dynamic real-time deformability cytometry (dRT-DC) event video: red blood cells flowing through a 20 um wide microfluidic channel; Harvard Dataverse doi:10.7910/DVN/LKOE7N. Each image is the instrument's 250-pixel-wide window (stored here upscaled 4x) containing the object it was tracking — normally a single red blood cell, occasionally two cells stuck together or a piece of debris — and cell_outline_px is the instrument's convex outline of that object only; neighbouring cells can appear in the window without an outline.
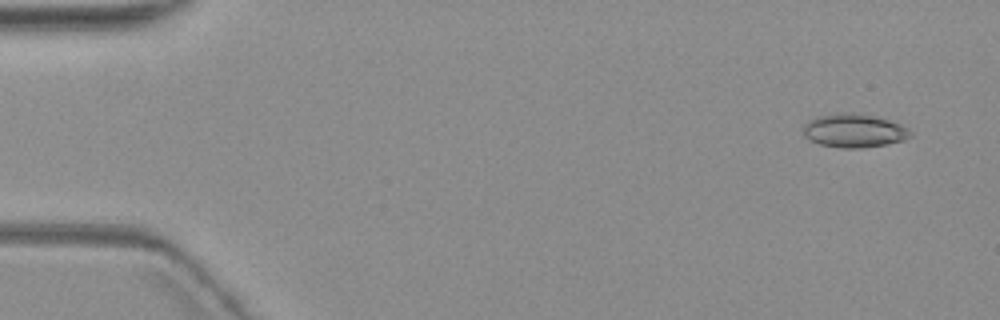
{"species": "common noctule bat (a hibernating species)", "species_latin": "Nyctalus noctula", "temperature_condition": "warm", "stored_images_in_passage": 4, "camera_frame_rate_fps": 3000, "um_per_image_px": 0.085, "animal": {"sex": "female", "body_mass_g": 19.3, "forearm_length_mm": 54.1}, "frame": {"image": 1, "passage_image": 1, "time_ms": 0.0, "image_size_px": [1000, 320], "cell_outline_px": [[912, 136], [904, 140], [888, 144], [860, 148], [840, 148], [820, 144], [804, 136], [804, 124], [808, 120], [816, 116], [844, 112], [852, 112], [876, 116], [900, 124], [908, 128], [912, 132]], "centroid_in_image_um": [72.61, 11.1], "position_along_channel_um": 12.4, "area_um2": 21.1}}
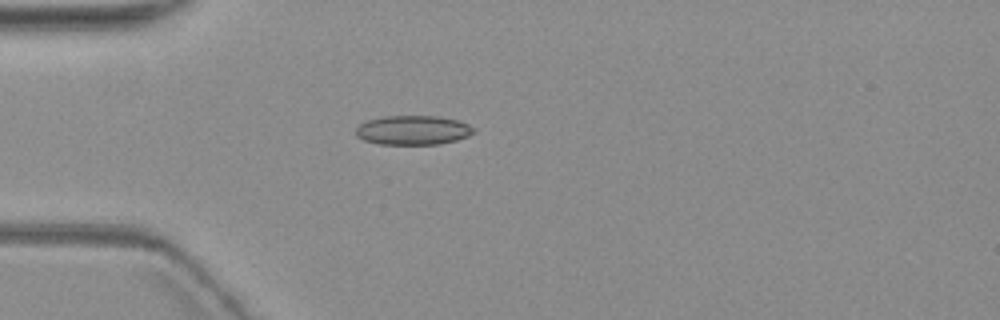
{"frame": {"image": 2, "passage_image": 4, "time_ms": 4.333, "image_size_px": [1000, 320], "cell_outline_px": [[476, 132], [468, 136], [456, 140], [440, 144], [380, 144], [364, 140], [356, 136], [356, 128], [360, 124], [368, 120], [384, 116], [440, 116], [460, 120], [476, 128]], "centroid_in_image_um": [35.15, 11.06], "position_along_channel_um": 49.8, "area_um2": 20.29}}